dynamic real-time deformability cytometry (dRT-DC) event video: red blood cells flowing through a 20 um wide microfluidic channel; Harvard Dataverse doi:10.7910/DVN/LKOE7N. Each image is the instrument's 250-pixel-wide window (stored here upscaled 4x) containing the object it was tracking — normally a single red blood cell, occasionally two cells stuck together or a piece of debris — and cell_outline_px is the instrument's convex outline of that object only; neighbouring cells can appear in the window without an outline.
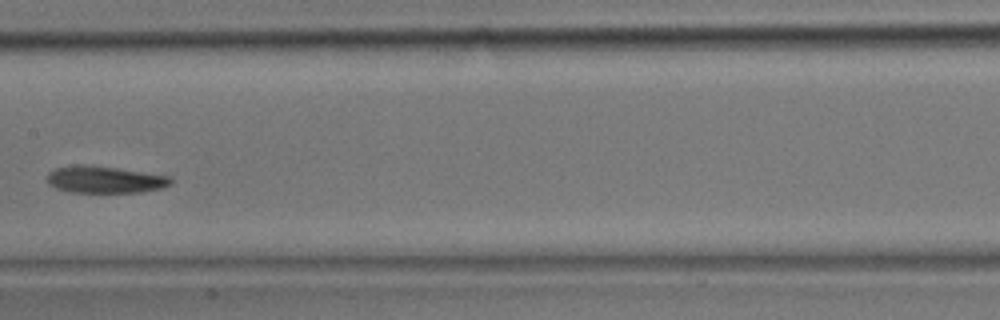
{"species": "common noctule bat (a hibernating species)", "species_latin": "Nyctalus noctula", "temperature_condition": "room temperature", "stored_images_in_passage": 24, "camera_frame_rate_fps": 3000, "um_per_image_px": 0.085, "animal": {"sex": "male", "body_mass_g": 17.9}, "frame": {"image": 1, "passage_image": 17, "time_ms": 5.333, "image_size_px": [1000, 320], "cell_outline_px": [[172, 184], [160, 188], [140, 192], [72, 192], [56, 188], [48, 184], [48, 172], [56, 168], [76, 164], [80, 164], [116, 168], [168, 176], [172, 180]], "centroid_in_image_um": [8.87, 15.26], "position_along_channel_um": 198.5, "area_um2": 19.13}}
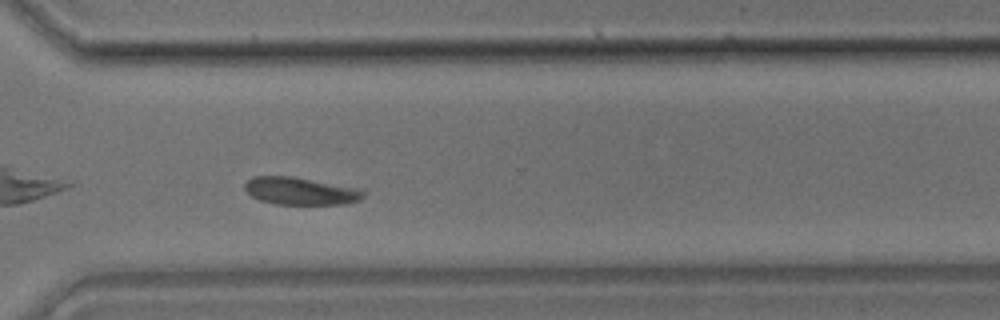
{"frame": {"image": 2, "passage_image": 24, "time_ms": 7.667, "image_size_px": [1000, 320], "cell_outline_px": [[368, 192], [360, 200], [348, 204], [272, 204], [260, 200], [252, 196], [244, 188], [244, 184], [252, 176], [292, 176], [364, 188]], "centroid_in_image_um": [25.63, 16.23], "position_along_channel_um": 345.0, "area_um2": 19.48}}